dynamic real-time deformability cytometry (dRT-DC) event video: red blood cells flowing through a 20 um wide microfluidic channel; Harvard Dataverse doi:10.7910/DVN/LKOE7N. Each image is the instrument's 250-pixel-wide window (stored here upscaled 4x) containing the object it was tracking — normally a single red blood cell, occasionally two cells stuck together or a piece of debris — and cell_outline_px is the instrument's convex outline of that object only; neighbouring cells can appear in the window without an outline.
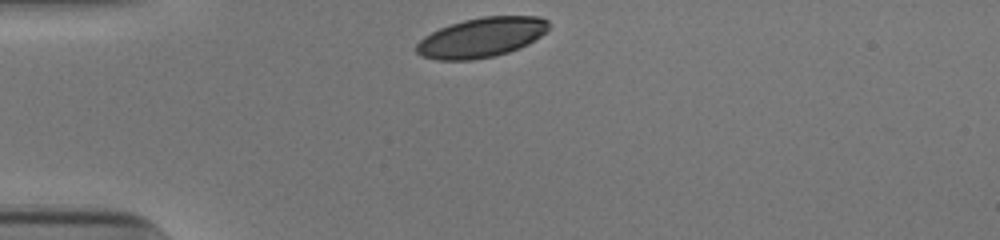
{"species": "human", "species_latin": "Homo sapiens", "temperature_condition": "cold", "stored_images_in_passage": 30, "camera_frame_rate_fps": 3000, "um_per_image_px": 0.085, "donor": {"sex": "male"}, "frame": {"image": 1, "passage_image": 1, "time_ms": 0.0, "image_size_px": [1000, 240], "cell_outline_px": [[548, 28], [540, 36], [528, 44], [520, 48], [508, 52], [492, 56], [472, 60], [436, 60], [420, 56], [416, 52], [416, 44], [424, 36], [440, 28], [464, 20], [484, 16], [540, 16], [548, 20]], "centroid_in_image_um": [40.91, 3.19], "position_along_channel_um": 44.1, "area_um2": 30.52}}
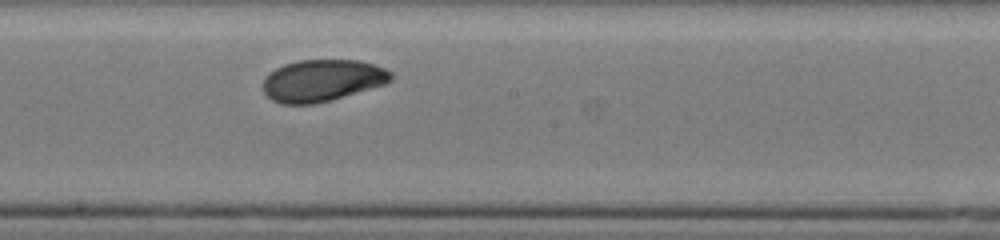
{"frame": {"image": 2, "passage_image": 17, "time_ms": 5.333, "image_size_px": [1000, 240], "cell_outline_px": [[392, 80], [384, 84], [332, 100], [316, 104], [280, 104], [272, 100], [264, 92], [264, 76], [268, 72], [284, 64], [300, 60], [360, 60], [384, 68], [392, 72]], "centroid_in_image_um": [27.37, 6.84], "position_along_channel_um": 220.8, "area_um2": 31.27}}
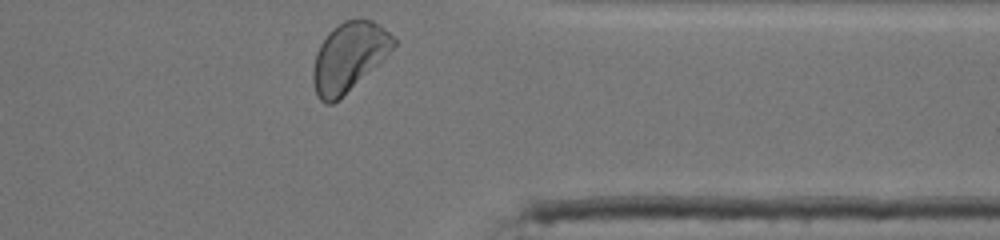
{"frame": {"image": 3, "passage_image": 30, "time_ms": 9.667, "image_size_px": [1000, 240], "cell_outline_px": [[396, 44], [376, 64], [332, 104], [324, 104], [320, 100], [316, 92], [312, 80], [312, 68], [316, 52], [320, 44], [328, 32], [332, 28], [344, 20], [372, 20], [380, 24], [396, 40]], "centroid_in_image_um": [29.59, 4.81], "position_along_channel_um": 381.8, "area_um2": 31.44}, "authors_computed_cell_mechanics": {"area_um2": 31.3565, "velocity_mm_per_s": 3.8663, "shape_relaxation_time_tau1_ms": 2.726, "shape_relaxation_time_tau2_ms": 5.8014, "deformation_change_tau1": 0.1157, "deformation_change_tau2": 0.0953}}